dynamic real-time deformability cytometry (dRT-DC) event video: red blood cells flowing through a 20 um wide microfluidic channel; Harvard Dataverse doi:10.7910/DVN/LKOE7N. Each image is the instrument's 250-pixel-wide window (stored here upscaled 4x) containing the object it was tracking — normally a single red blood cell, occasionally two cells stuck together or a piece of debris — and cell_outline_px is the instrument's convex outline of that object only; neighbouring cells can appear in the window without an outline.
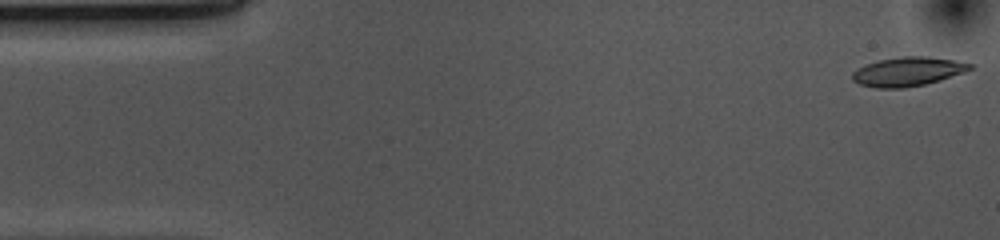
{"species": "common noctule bat (a hibernating species)", "species_latin": "Nyctalus noctula", "temperature_condition": "cold", "stored_images_in_passage": 53, "camera_frame_rate_fps": 3000, "um_per_image_px": 0.085, "animal": {"sex": "female", "body_mass_g": 10.0, "forearm_length_mm": 53.1}, "frame": {"image": 1, "passage_image": 1, "time_ms": 0.0, "image_size_px": [1000, 240], "cell_outline_px": [[976, 64], [972, 68], [964, 72], [924, 84], [904, 88], [876, 88], [860, 84], [852, 80], [852, 72], [856, 68], [880, 60], [904, 56], [928, 56]], "centroid_in_image_um": [77.15, 6.08], "position_along_channel_um": 7.9, "area_um2": 19.71}}
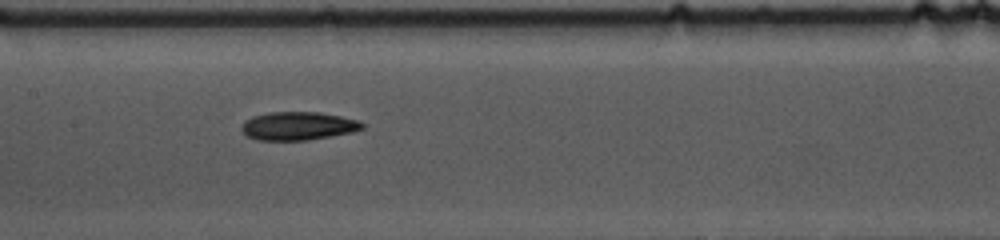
{"frame": {"image": 2, "passage_image": 24, "time_ms": 7.667, "image_size_px": [1000, 240], "cell_outline_px": [[364, 128], [352, 132], [308, 140], [260, 140], [248, 136], [240, 128], [244, 120], [252, 116], [268, 112], [320, 112], [360, 120], [364, 124]], "centroid_in_image_um": [25.34, 10.69], "position_along_channel_um": 182.1, "area_um2": 19.94}}
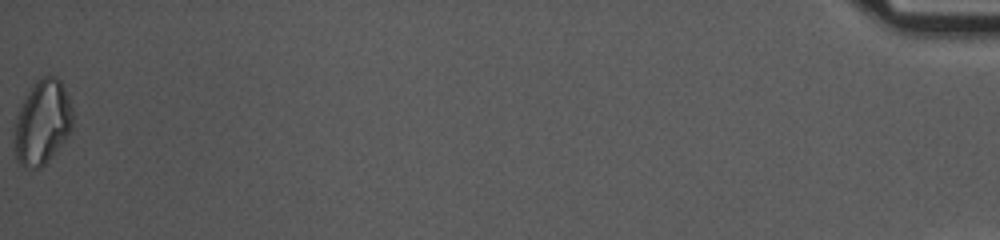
{"frame": {"image": 3, "passage_image": 53, "time_ms": 17.333, "image_size_px": [1000, 240], "cell_outline_px": [[72, 128], [64, 140], [48, 160], [40, 168], [24, 168], [16, 160], [16, 116], [24, 96], [36, 80], [44, 76], [56, 76], [60, 80], [68, 96], [72, 108]], "centroid_in_image_um": [3.6, 10.37], "position_along_channel_um": 431.6, "area_um2": 28.32}, "authors_computed_cell_mechanics": {"area_um2": 19.9988, "velocity_mm_per_s": 3.6918, "shape_relaxation_time_tau1_ms": 6.8285, "shape_relaxation_time_tau2_ms": 9.1548, "deformation_change_tau1": 0.1719, "deformation_change_tau2": 0.1771}}